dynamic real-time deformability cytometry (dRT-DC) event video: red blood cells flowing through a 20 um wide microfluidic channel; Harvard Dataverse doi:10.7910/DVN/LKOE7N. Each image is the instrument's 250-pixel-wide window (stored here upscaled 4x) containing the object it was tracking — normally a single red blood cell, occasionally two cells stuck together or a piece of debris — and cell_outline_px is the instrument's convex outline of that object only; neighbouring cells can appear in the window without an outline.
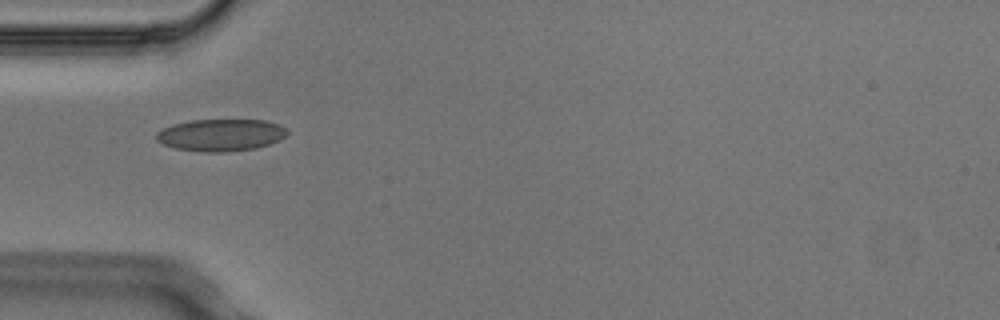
{"species": "Egyptian fruit bat (a non-hibernating species)", "species_latin": "Rousettus aegyptiacus", "temperature_condition": "cold", "stored_images_in_passage": 2, "camera_frame_rate_fps": 3000, "um_per_image_px": 0.085, "animal": {"sex": "male"}, "frame": {"image": 1, "passage_image": 1, "time_ms": 0.0, "image_size_px": [1000, 320], "cell_outline_px": [[288, 132], [280, 140], [256, 148], [224, 152], [204, 152], [176, 148], [164, 144], [156, 140], [156, 132], [172, 124], [192, 120], [264, 120], [280, 124]], "centroid_in_image_um": [18.76, 11.47], "position_along_channel_um": 66.2, "area_um2": 24.33}}
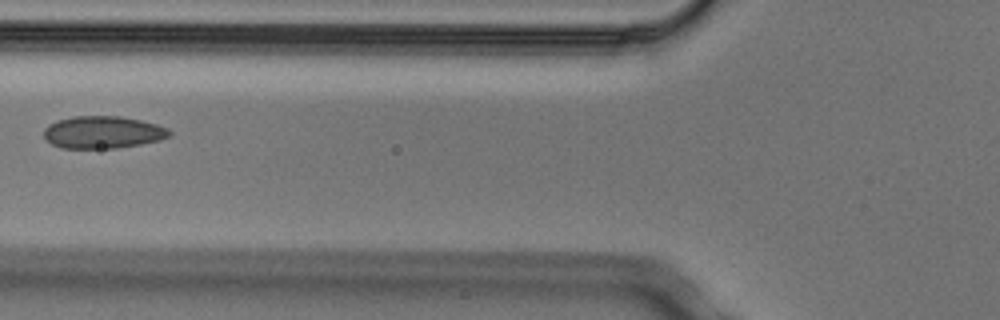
{"frame": {"image": 2, "passage_image": 2, "time_ms": 0.333, "image_size_px": [1000, 320], "cell_outline_px": [[172, 136], [160, 140], [140, 144], [116, 148], [60, 148], [44, 140], [44, 128], [48, 124], [56, 120], [72, 116], [120, 116], [140, 120], [156, 124], [168, 128], [172, 132]], "centroid_in_image_um": [8.72, 11.24], "position_along_channel_um": 117.1, "area_um2": 23.93}}